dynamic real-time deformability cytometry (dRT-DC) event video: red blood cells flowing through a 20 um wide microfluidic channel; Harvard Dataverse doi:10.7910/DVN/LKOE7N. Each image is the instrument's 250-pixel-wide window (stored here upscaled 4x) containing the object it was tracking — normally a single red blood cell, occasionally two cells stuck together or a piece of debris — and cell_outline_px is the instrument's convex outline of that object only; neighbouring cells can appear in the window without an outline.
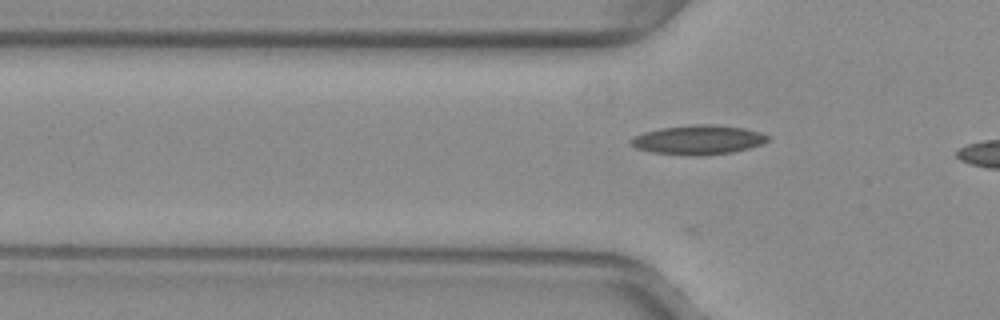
{"species": "common noctule bat (a hibernating species)", "species_latin": "Nyctalus noctula", "temperature_condition": "warm", "stored_images_in_passage": 14, "camera_frame_rate_fps": 3000, "um_per_image_px": 0.085, "animal": {"sex": "female", "body_mass_g": 29.2, "forearm_length_mm": 56.3}, "frame": {"image": 1, "passage_image": 12, "time_ms": 3.667, "image_size_px": [1000, 320], "cell_outline_px": [[772, 136], [768, 140], [760, 144], [748, 148], [732, 152], [652, 152], [636, 148], [628, 140], [632, 136], [644, 132], [660, 128], [688, 124], [712, 124], [744, 128], [760, 132]], "centroid_in_image_um": [59.35, 11.81], "position_along_channel_um": 66.5, "area_um2": 22.31}}